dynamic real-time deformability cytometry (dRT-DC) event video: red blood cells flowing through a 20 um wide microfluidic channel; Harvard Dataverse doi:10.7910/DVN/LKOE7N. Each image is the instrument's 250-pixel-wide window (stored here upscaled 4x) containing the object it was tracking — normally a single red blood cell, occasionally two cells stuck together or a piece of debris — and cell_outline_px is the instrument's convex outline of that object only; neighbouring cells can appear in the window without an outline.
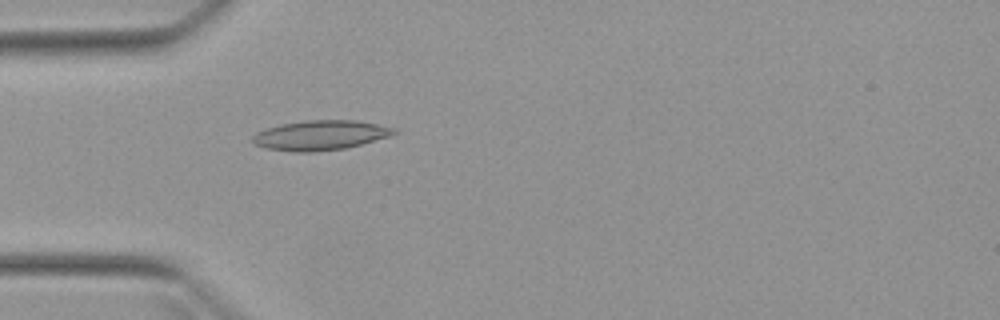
{"species": "Egyptian fruit bat (a non-hibernating species)", "species_latin": "Rousettus aegyptiacus", "temperature_condition": "warm", "stored_images_in_passage": 5, "camera_frame_rate_fps": 3000, "um_per_image_px": 0.085, "animal": {"sex": "female"}, "frame": {"image": 1, "passage_image": 5, "time_ms": 4.667, "image_size_px": [1000, 320], "cell_outline_px": [[400, 132], [388, 136], [360, 144], [344, 148], [316, 152], [296, 152], [268, 148], [256, 144], [252, 140], [252, 136], [256, 132], [280, 124], [304, 120], [356, 120], [396, 128]], "centroid_in_image_um": [27.24, 11.48], "position_along_channel_um": 57.8, "area_um2": 24.33}}